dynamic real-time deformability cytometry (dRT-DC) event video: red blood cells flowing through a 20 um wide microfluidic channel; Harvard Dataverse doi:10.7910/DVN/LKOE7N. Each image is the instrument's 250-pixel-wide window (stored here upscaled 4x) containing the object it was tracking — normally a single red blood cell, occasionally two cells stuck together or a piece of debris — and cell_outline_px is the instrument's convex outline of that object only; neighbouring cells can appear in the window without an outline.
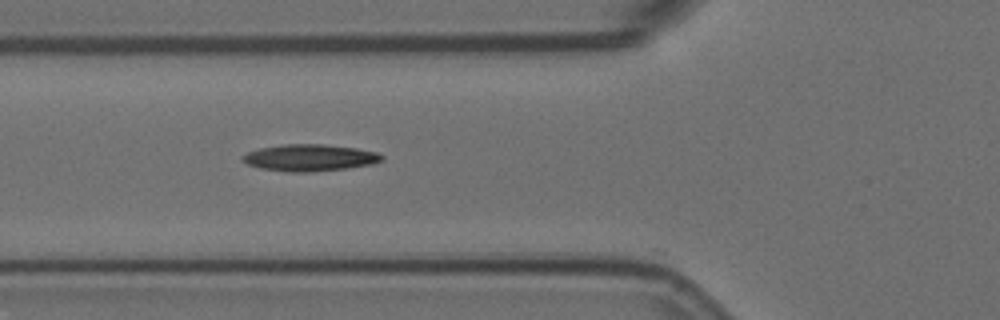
{"species": "Egyptian fruit bat (a non-hibernating species)", "species_latin": "Rousettus aegyptiacus", "temperature_condition": "room temperature", "stored_images_in_passage": 38, "camera_frame_rate_fps": 3000, "um_per_image_px": 0.085, "animal": {"sex": "female"}, "frame": {"image": 1, "passage_image": 2, "time_ms": 0.333, "image_size_px": [1000, 320], "cell_outline_px": [[384, 160], [372, 164], [344, 168], [312, 172], [288, 172], [260, 168], [248, 164], [240, 160], [240, 156], [248, 152], [260, 148], [284, 144], [324, 144], [356, 148], [376, 152], [384, 156]], "centroid_in_image_um": [26.3, 13.4], "position_along_channel_um": 99.5, "area_um2": 21.73}}
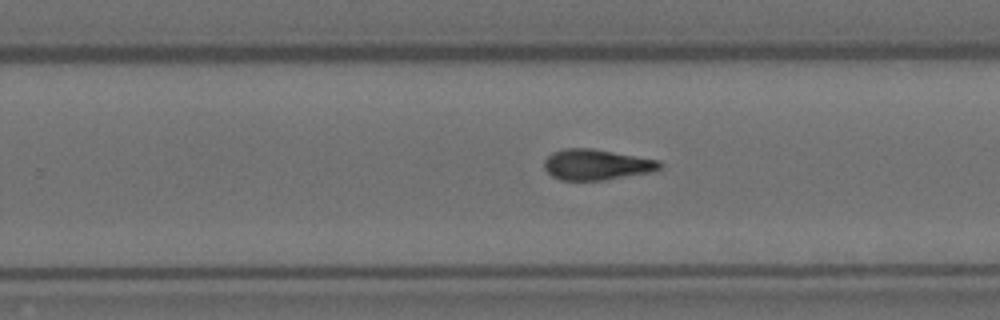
{"frame": {"image": 2, "passage_image": 17, "time_ms": 5.333, "image_size_px": [1000, 320], "cell_outline_px": [[660, 168], [656, 172], [604, 180], [560, 180], [552, 176], [544, 168], [544, 160], [552, 152], [564, 148], [592, 148], [660, 160]], "centroid_in_image_um": [50.72, 13.99], "position_along_channel_um": 279.1, "area_um2": 20.87}}
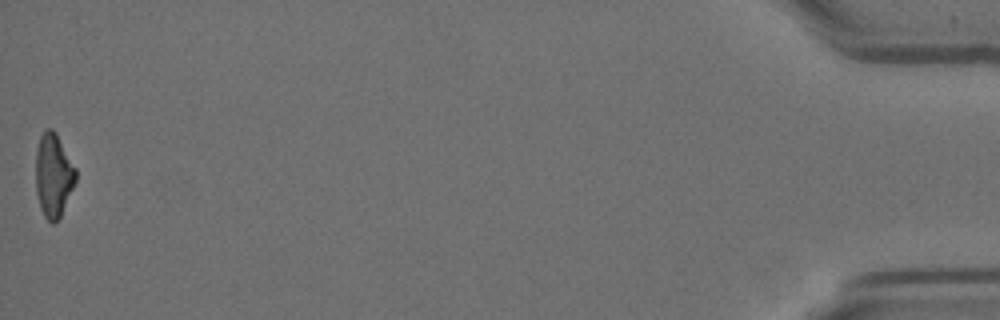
{"frame": {"image": 3, "passage_image": 38, "time_ms": 12.333, "image_size_px": [1000, 320], "cell_outline_px": [[76, 180], [60, 216], [52, 224], [44, 216], [40, 208], [36, 192], [36, 152], [40, 136], [44, 128], [52, 128], [56, 132], [76, 168]], "centroid_in_image_um": [4.53, 14.86], "position_along_channel_um": 430.7, "area_um2": 19.42}, "authors_computed_cell_mechanics": {"area_um2": 20.2878, "velocity_mm_per_s": 3.5943, "shape_relaxation_time_tau1_ms": null, "shape_relaxation_time_tau2_ms": 6.1187, "deformation_change_tau1": null, "deformation_change_tau2": 0.1662}}